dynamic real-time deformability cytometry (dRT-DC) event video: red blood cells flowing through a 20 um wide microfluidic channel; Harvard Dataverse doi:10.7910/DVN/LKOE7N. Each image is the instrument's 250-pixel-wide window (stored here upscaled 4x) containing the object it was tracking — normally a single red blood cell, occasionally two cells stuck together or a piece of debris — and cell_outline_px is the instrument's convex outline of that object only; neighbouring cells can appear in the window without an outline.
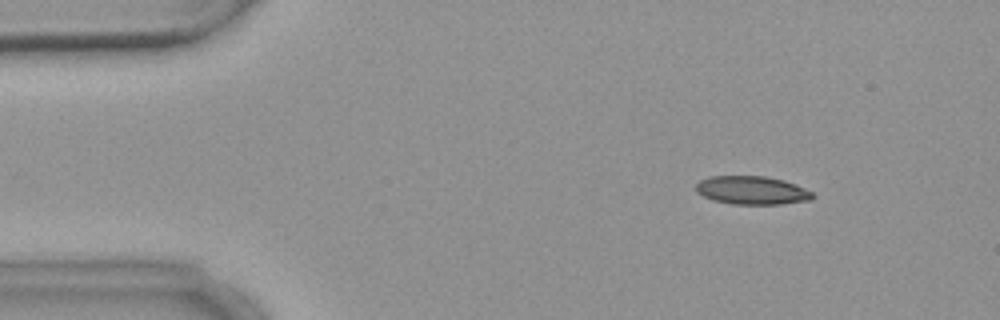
{"species": "common noctule bat (a hibernating species)", "species_latin": "Nyctalus noctula", "temperature_condition": "warm", "stored_images_in_passage": 4, "camera_frame_rate_fps": 3000, "um_per_image_px": 0.085, "animal": {"sex": "female", "body_mass_g": 18.4}, "frame": {"image": 1, "passage_image": 2, "time_ms": 2.0, "image_size_px": [1000, 320], "cell_outline_px": [[816, 196], [812, 200], [780, 204], [732, 204], [712, 200], [696, 192], [696, 184], [700, 180], [708, 176], [764, 176], [784, 180], [796, 184], [812, 192]], "centroid_in_image_um": [63.92, 16.17], "position_along_channel_um": 21.1, "area_um2": 19.42}}